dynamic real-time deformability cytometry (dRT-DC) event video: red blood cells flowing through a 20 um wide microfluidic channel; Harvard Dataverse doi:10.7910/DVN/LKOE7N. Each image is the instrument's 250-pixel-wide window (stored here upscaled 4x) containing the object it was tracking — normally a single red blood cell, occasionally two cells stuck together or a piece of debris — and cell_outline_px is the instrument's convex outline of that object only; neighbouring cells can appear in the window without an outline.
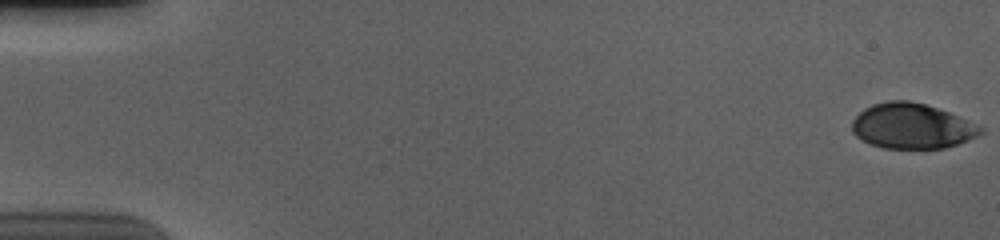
{"species": "human", "species_latin": "Homo sapiens", "temperature_condition": "cold", "stored_images_in_passage": 57, "camera_frame_rate_fps": 3000, "um_per_image_px": 0.085, "donor": {"sex": "male"}, "frame": {"image": 1, "passage_image": 1, "time_ms": 0.0, "image_size_px": [1000, 240], "cell_outline_px": [[984, 132], [968, 140], [944, 148], [884, 148], [868, 144], [856, 136], [852, 132], [852, 120], [864, 108], [872, 104], [888, 100], [908, 100], [924, 104], [948, 112], [976, 124], [984, 128]], "centroid_in_image_um": [77.47, 10.72], "position_along_channel_um": 7.5, "area_um2": 33.81}}
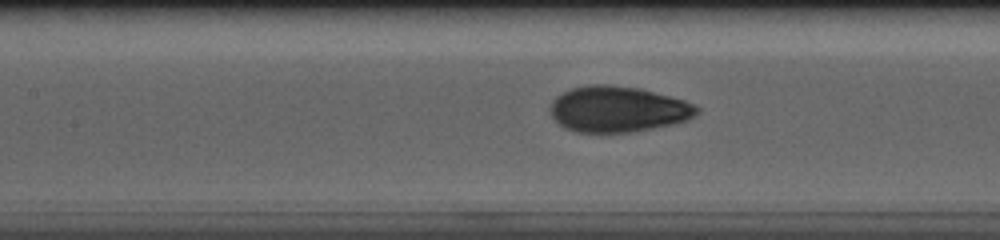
{"frame": {"image": 2, "passage_image": 27, "time_ms": 8.667, "image_size_px": [1000, 240], "cell_outline_px": [[700, 112], [688, 120], [672, 124], [652, 128], [628, 132], [576, 132], [564, 128], [552, 116], [552, 100], [556, 96], [572, 88], [592, 84], [608, 84], [640, 88], [684, 100], [700, 108]], "centroid_in_image_um": [52.54, 9.27], "position_along_channel_um": 154.9, "area_um2": 38.96}}
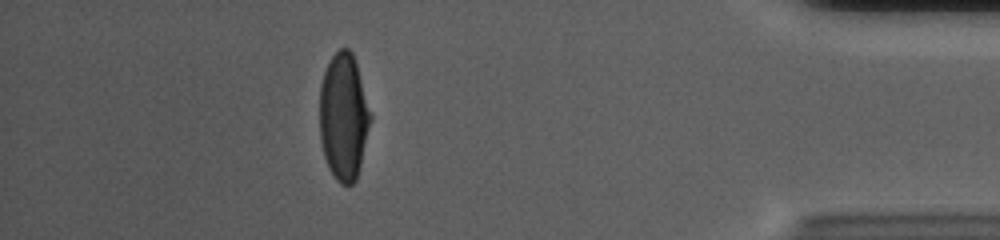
{"frame": {"image": 3, "passage_image": 51, "time_ms": 16.667, "image_size_px": [1000, 240], "cell_outline_px": [[372, 120], [360, 168], [356, 180], [352, 184], [340, 184], [336, 180], [328, 168], [324, 156], [320, 140], [320, 84], [324, 72], [332, 56], [340, 48], [348, 48], [352, 52], [356, 64], [372, 116]], "centroid_in_image_um": [29.21, 9.96], "position_along_channel_um": 406.0, "area_um2": 37.74}, "authors_computed_cell_mechanics": {"area_um2": 38.0324, "velocity_mm_per_s": 3.7008, "shape_relaxation_time_tau1_ms": 4.3581, "shape_relaxation_time_tau2_ms": null, "deformation_change_tau1": 0.1871, "deformation_change_tau2": null}}